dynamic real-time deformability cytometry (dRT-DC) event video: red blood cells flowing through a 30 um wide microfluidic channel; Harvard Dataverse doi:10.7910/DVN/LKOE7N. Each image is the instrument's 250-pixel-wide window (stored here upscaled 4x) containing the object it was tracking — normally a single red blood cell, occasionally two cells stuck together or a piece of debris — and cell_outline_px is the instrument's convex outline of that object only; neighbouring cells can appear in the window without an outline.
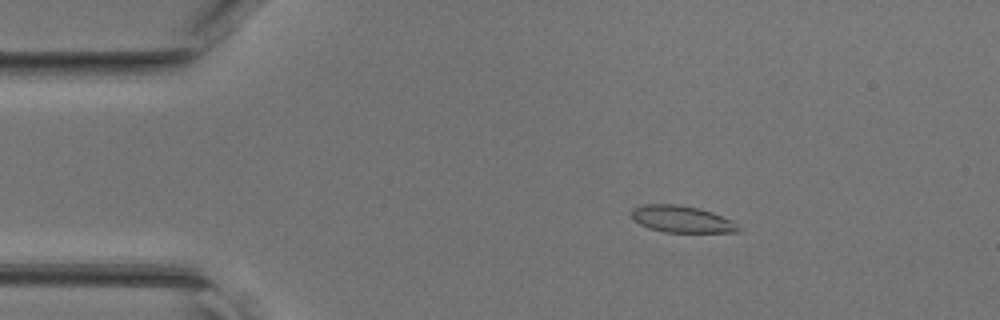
{"species": "common noctule bat (a hibernating species)", "species_latin": "Nyctalus noctula", "temperature_condition": "room temperature", "stored_images_in_passage": 46, "camera_frame_rate_fps": 3000, "um_per_image_px": 0.085, "animal": {"sex": "female", "body_mass_g": 17.0, "forearm_length_mm": 48.0}, "frame": {"image": 1, "passage_image": 8, "time_ms": 2.333, "image_size_px": [1000, 320], "cell_outline_px": [[740, 232], [664, 232], [648, 228], [632, 220], [632, 208], [644, 204], [676, 204], [700, 208], [712, 212], [732, 220], [740, 228]], "centroid_in_image_um": [57.93, 18.62], "position_along_channel_um": 27.1, "area_um2": 16.76}}
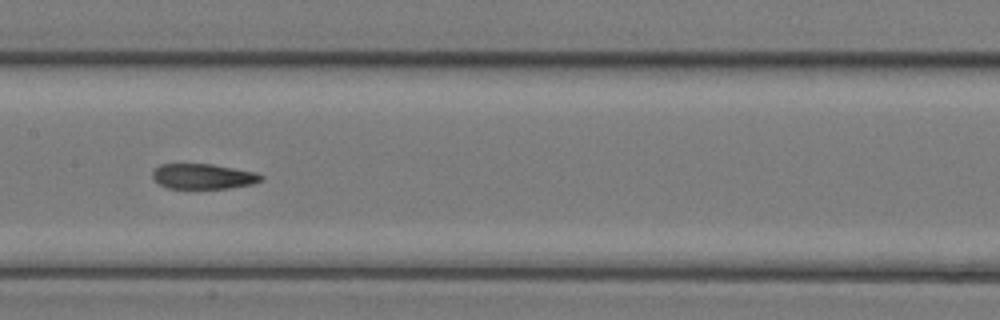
{"frame": {"image": 2, "passage_image": 23, "time_ms": 7.333, "image_size_px": [1000, 320], "cell_outline_px": [[264, 176], [260, 180], [252, 184], [228, 188], [168, 188], [160, 184], [152, 176], [152, 172], [160, 164], [212, 164], [256, 172]], "centroid_in_image_um": [17.27, 14.98], "position_along_channel_um": 190.1, "area_um2": 15.78}}
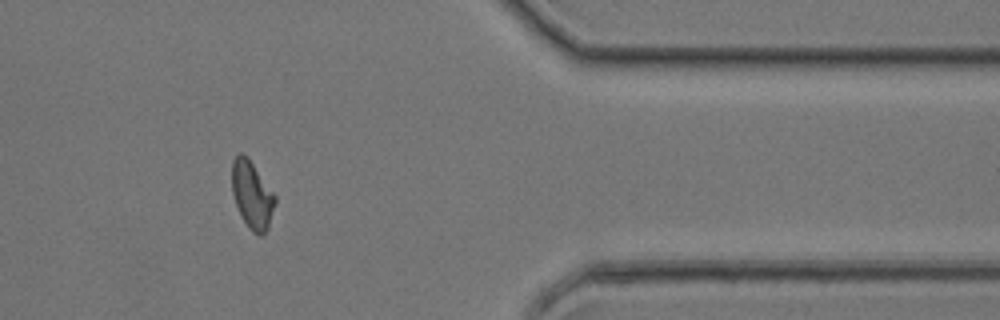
{"frame": {"image": 3, "passage_image": 38, "time_ms": 12.333, "image_size_px": [1000, 320], "cell_outline_px": [[276, 204], [268, 228], [260, 236], [252, 232], [248, 228], [240, 216], [232, 192], [232, 160], [240, 152], [244, 152], [248, 156], [276, 196]], "centroid_in_image_um": [21.42, 16.55], "position_along_channel_um": 390.0, "area_um2": 17.22}}